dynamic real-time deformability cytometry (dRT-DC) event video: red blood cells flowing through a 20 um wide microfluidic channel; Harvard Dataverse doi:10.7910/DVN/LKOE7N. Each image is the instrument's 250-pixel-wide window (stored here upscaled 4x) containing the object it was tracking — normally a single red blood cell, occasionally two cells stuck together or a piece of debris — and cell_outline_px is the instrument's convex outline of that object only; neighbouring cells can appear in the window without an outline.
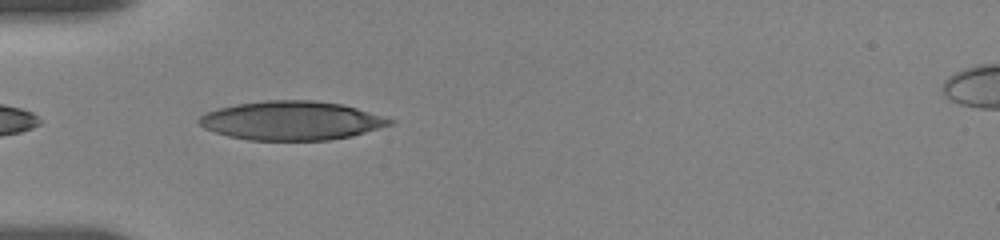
{"species": "human", "species_latin": "Homo sapiens", "temperature_condition": "room temperature", "stored_images_in_passage": 27, "camera_frame_rate_fps": 3000, "um_per_image_px": 0.085, "donor": {"sex": "female"}, "frame": {"image": 1, "passage_image": 2, "time_ms": 0.333, "image_size_px": [1000, 240], "cell_outline_px": [[396, 120], [392, 124], [352, 136], [328, 140], [248, 140], [228, 136], [204, 128], [196, 124], [196, 120], [204, 112], [236, 104], [264, 100], [312, 100], [340, 104], [356, 108]], "centroid_in_image_um": [24.73, 10.25], "position_along_channel_um": 60.3, "area_um2": 43.23}}
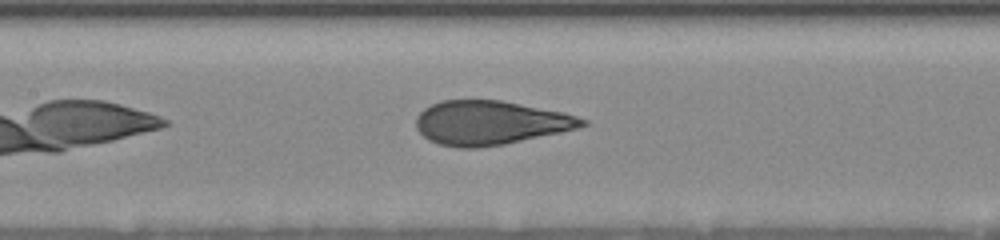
{"frame": {"image": 2, "passage_image": 13, "time_ms": 3.333, "image_size_px": [1000, 240], "cell_outline_px": [[588, 124], [576, 128], [560, 132], [504, 144], [476, 148], [460, 148], [440, 144], [428, 140], [416, 128], [416, 116], [424, 108], [440, 100], [500, 100], [564, 112], [588, 120]], "centroid_in_image_um": [41.65, 10.43], "position_along_channel_um": 165.8, "area_um2": 42.48}}
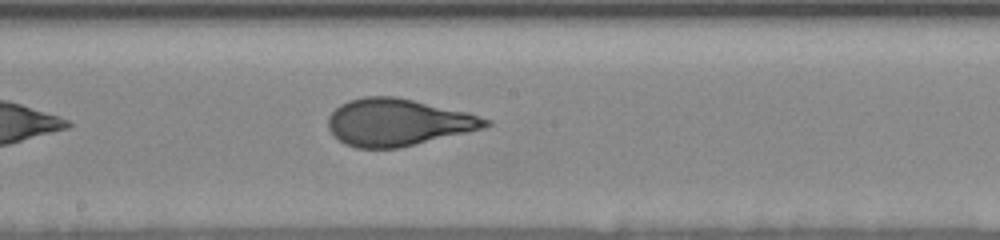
{"frame": {"image": 3, "passage_image": 19, "time_ms": 4.667, "image_size_px": [1000, 240], "cell_outline_px": [[492, 124], [484, 128], [468, 132], [400, 148], [356, 148], [344, 144], [328, 128], [328, 116], [340, 104], [348, 100], [364, 96], [396, 96], [468, 112], [492, 120]], "centroid_in_image_um": [33.83, 10.39], "position_along_channel_um": 214.4, "area_um2": 43.35}}